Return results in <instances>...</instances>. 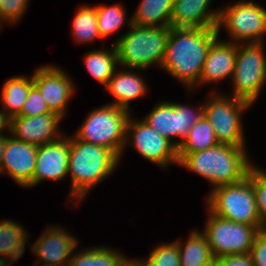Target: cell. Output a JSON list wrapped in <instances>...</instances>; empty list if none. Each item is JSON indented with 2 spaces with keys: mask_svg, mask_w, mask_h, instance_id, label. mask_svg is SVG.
I'll return each instance as SVG.
<instances>
[{
  "mask_svg": "<svg viewBox=\"0 0 266 266\" xmlns=\"http://www.w3.org/2000/svg\"><path fill=\"white\" fill-rule=\"evenodd\" d=\"M217 28L170 27L162 67L189 89L200 76Z\"/></svg>",
  "mask_w": 266,
  "mask_h": 266,
  "instance_id": "obj_1",
  "label": "cell"
},
{
  "mask_svg": "<svg viewBox=\"0 0 266 266\" xmlns=\"http://www.w3.org/2000/svg\"><path fill=\"white\" fill-rule=\"evenodd\" d=\"M178 164L203 176L214 188L243 180L252 166L245 146L225 144L195 153H178Z\"/></svg>",
  "mask_w": 266,
  "mask_h": 266,
  "instance_id": "obj_2",
  "label": "cell"
},
{
  "mask_svg": "<svg viewBox=\"0 0 266 266\" xmlns=\"http://www.w3.org/2000/svg\"><path fill=\"white\" fill-rule=\"evenodd\" d=\"M68 173H71L70 197L82 199L86 193L103 181L116 167L119 157L110 149L69 137ZM112 171V172H111Z\"/></svg>",
  "mask_w": 266,
  "mask_h": 266,
  "instance_id": "obj_3",
  "label": "cell"
},
{
  "mask_svg": "<svg viewBox=\"0 0 266 266\" xmlns=\"http://www.w3.org/2000/svg\"><path fill=\"white\" fill-rule=\"evenodd\" d=\"M130 31L115 42L118 64L127 68L144 69L151 64H160L165 55L170 27H148L129 24Z\"/></svg>",
  "mask_w": 266,
  "mask_h": 266,
  "instance_id": "obj_4",
  "label": "cell"
},
{
  "mask_svg": "<svg viewBox=\"0 0 266 266\" xmlns=\"http://www.w3.org/2000/svg\"><path fill=\"white\" fill-rule=\"evenodd\" d=\"M208 210L213 214L236 223L262 229L251 179L215 187L208 196Z\"/></svg>",
  "mask_w": 266,
  "mask_h": 266,
  "instance_id": "obj_5",
  "label": "cell"
},
{
  "mask_svg": "<svg viewBox=\"0 0 266 266\" xmlns=\"http://www.w3.org/2000/svg\"><path fill=\"white\" fill-rule=\"evenodd\" d=\"M130 112L113 104L92 110L75 137L112 150L119 158L126 144Z\"/></svg>",
  "mask_w": 266,
  "mask_h": 266,
  "instance_id": "obj_6",
  "label": "cell"
},
{
  "mask_svg": "<svg viewBox=\"0 0 266 266\" xmlns=\"http://www.w3.org/2000/svg\"><path fill=\"white\" fill-rule=\"evenodd\" d=\"M211 95L203 105L204 116L210 122L219 144L244 146L245 139L241 124V112L251 106L247 101L234 96ZM215 95V96H214Z\"/></svg>",
  "mask_w": 266,
  "mask_h": 266,
  "instance_id": "obj_7",
  "label": "cell"
},
{
  "mask_svg": "<svg viewBox=\"0 0 266 266\" xmlns=\"http://www.w3.org/2000/svg\"><path fill=\"white\" fill-rule=\"evenodd\" d=\"M232 77L234 97L253 104L266 81V59L262 43H247L243 48L237 44Z\"/></svg>",
  "mask_w": 266,
  "mask_h": 266,
  "instance_id": "obj_8",
  "label": "cell"
},
{
  "mask_svg": "<svg viewBox=\"0 0 266 266\" xmlns=\"http://www.w3.org/2000/svg\"><path fill=\"white\" fill-rule=\"evenodd\" d=\"M203 232L214 258L250 253L259 229L255 226L223 219L212 212Z\"/></svg>",
  "mask_w": 266,
  "mask_h": 266,
  "instance_id": "obj_9",
  "label": "cell"
},
{
  "mask_svg": "<svg viewBox=\"0 0 266 266\" xmlns=\"http://www.w3.org/2000/svg\"><path fill=\"white\" fill-rule=\"evenodd\" d=\"M223 24L236 44L239 40L262 43L261 37L266 32V10L252 1H239L227 9L219 10L218 32Z\"/></svg>",
  "mask_w": 266,
  "mask_h": 266,
  "instance_id": "obj_10",
  "label": "cell"
},
{
  "mask_svg": "<svg viewBox=\"0 0 266 266\" xmlns=\"http://www.w3.org/2000/svg\"><path fill=\"white\" fill-rule=\"evenodd\" d=\"M198 108L195 112L187 105L165 101L156 105L144 121L170 142L171 137H182L180 142L175 143L178 148L188 136L192 126L204 116L203 104Z\"/></svg>",
  "mask_w": 266,
  "mask_h": 266,
  "instance_id": "obj_11",
  "label": "cell"
},
{
  "mask_svg": "<svg viewBox=\"0 0 266 266\" xmlns=\"http://www.w3.org/2000/svg\"><path fill=\"white\" fill-rule=\"evenodd\" d=\"M129 133L132 135L130 138L132 137L133 147L145 159L164 168L172 162L178 164V148L175 146V142H170L157 133L146 121H132L129 116L126 124V141L130 140L127 135Z\"/></svg>",
  "mask_w": 266,
  "mask_h": 266,
  "instance_id": "obj_12",
  "label": "cell"
},
{
  "mask_svg": "<svg viewBox=\"0 0 266 266\" xmlns=\"http://www.w3.org/2000/svg\"><path fill=\"white\" fill-rule=\"evenodd\" d=\"M33 83L39 89L50 112L63 117L74 86L65 72L55 66L40 67L34 73Z\"/></svg>",
  "mask_w": 266,
  "mask_h": 266,
  "instance_id": "obj_13",
  "label": "cell"
},
{
  "mask_svg": "<svg viewBox=\"0 0 266 266\" xmlns=\"http://www.w3.org/2000/svg\"><path fill=\"white\" fill-rule=\"evenodd\" d=\"M69 153L70 142L66 136L38 146L33 178L27 186H35L45 179L62 180L65 178L68 174Z\"/></svg>",
  "mask_w": 266,
  "mask_h": 266,
  "instance_id": "obj_14",
  "label": "cell"
},
{
  "mask_svg": "<svg viewBox=\"0 0 266 266\" xmlns=\"http://www.w3.org/2000/svg\"><path fill=\"white\" fill-rule=\"evenodd\" d=\"M61 119L52 112L35 117L14 116L10 118L9 131L18 140L41 146L62 137L57 131Z\"/></svg>",
  "mask_w": 266,
  "mask_h": 266,
  "instance_id": "obj_15",
  "label": "cell"
},
{
  "mask_svg": "<svg viewBox=\"0 0 266 266\" xmlns=\"http://www.w3.org/2000/svg\"><path fill=\"white\" fill-rule=\"evenodd\" d=\"M38 146L6 136L1 172L10 175L20 186L32 181Z\"/></svg>",
  "mask_w": 266,
  "mask_h": 266,
  "instance_id": "obj_16",
  "label": "cell"
},
{
  "mask_svg": "<svg viewBox=\"0 0 266 266\" xmlns=\"http://www.w3.org/2000/svg\"><path fill=\"white\" fill-rule=\"evenodd\" d=\"M50 228L33 245L34 254L40 257L35 263L39 264L43 260L45 262L40 266H67L78 244L77 240L58 226Z\"/></svg>",
  "mask_w": 266,
  "mask_h": 266,
  "instance_id": "obj_17",
  "label": "cell"
},
{
  "mask_svg": "<svg viewBox=\"0 0 266 266\" xmlns=\"http://www.w3.org/2000/svg\"><path fill=\"white\" fill-rule=\"evenodd\" d=\"M210 1L211 0H174L171 27H217L219 11H208Z\"/></svg>",
  "mask_w": 266,
  "mask_h": 266,
  "instance_id": "obj_18",
  "label": "cell"
},
{
  "mask_svg": "<svg viewBox=\"0 0 266 266\" xmlns=\"http://www.w3.org/2000/svg\"><path fill=\"white\" fill-rule=\"evenodd\" d=\"M237 44L218 41L210 46L199 83L213 82L232 76L236 64Z\"/></svg>",
  "mask_w": 266,
  "mask_h": 266,
  "instance_id": "obj_19",
  "label": "cell"
},
{
  "mask_svg": "<svg viewBox=\"0 0 266 266\" xmlns=\"http://www.w3.org/2000/svg\"><path fill=\"white\" fill-rule=\"evenodd\" d=\"M145 84L141 77L131 72L121 71L118 74L114 72L106 85V89L116 100L109 104L129 111L130 101L139 99L147 92Z\"/></svg>",
  "mask_w": 266,
  "mask_h": 266,
  "instance_id": "obj_20",
  "label": "cell"
},
{
  "mask_svg": "<svg viewBox=\"0 0 266 266\" xmlns=\"http://www.w3.org/2000/svg\"><path fill=\"white\" fill-rule=\"evenodd\" d=\"M174 0H142L132 19V24L148 27L171 26ZM160 23V24H158Z\"/></svg>",
  "mask_w": 266,
  "mask_h": 266,
  "instance_id": "obj_21",
  "label": "cell"
},
{
  "mask_svg": "<svg viewBox=\"0 0 266 266\" xmlns=\"http://www.w3.org/2000/svg\"><path fill=\"white\" fill-rule=\"evenodd\" d=\"M181 266H204L215 260L209 242L202 232L197 230L190 233L187 242L177 241ZM183 246V247H182Z\"/></svg>",
  "mask_w": 266,
  "mask_h": 266,
  "instance_id": "obj_22",
  "label": "cell"
},
{
  "mask_svg": "<svg viewBox=\"0 0 266 266\" xmlns=\"http://www.w3.org/2000/svg\"><path fill=\"white\" fill-rule=\"evenodd\" d=\"M34 85L33 77L15 76L8 79L2 90V105L6 114L12 118L17 116L25 104L30 88Z\"/></svg>",
  "mask_w": 266,
  "mask_h": 266,
  "instance_id": "obj_23",
  "label": "cell"
},
{
  "mask_svg": "<svg viewBox=\"0 0 266 266\" xmlns=\"http://www.w3.org/2000/svg\"><path fill=\"white\" fill-rule=\"evenodd\" d=\"M27 233L14 221L0 222V254L14 262L24 253Z\"/></svg>",
  "mask_w": 266,
  "mask_h": 266,
  "instance_id": "obj_24",
  "label": "cell"
},
{
  "mask_svg": "<svg viewBox=\"0 0 266 266\" xmlns=\"http://www.w3.org/2000/svg\"><path fill=\"white\" fill-rule=\"evenodd\" d=\"M84 62L87 71L101 84L107 85L116 72V65H119L115 45L110 51L104 49L90 51L86 54Z\"/></svg>",
  "mask_w": 266,
  "mask_h": 266,
  "instance_id": "obj_25",
  "label": "cell"
},
{
  "mask_svg": "<svg viewBox=\"0 0 266 266\" xmlns=\"http://www.w3.org/2000/svg\"><path fill=\"white\" fill-rule=\"evenodd\" d=\"M217 142L213 128L205 116L197 121L188 131V136L178 147V153H195L209 149Z\"/></svg>",
  "mask_w": 266,
  "mask_h": 266,
  "instance_id": "obj_26",
  "label": "cell"
},
{
  "mask_svg": "<svg viewBox=\"0 0 266 266\" xmlns=\"http://www.w3.org/2000/svg\"><path fill=\"white\" fill-rule=\"evenodd\" d=\"M73 255L67 266H117L124 257L106 247H95Z\"/></svg>",
  "mask_w": 266,
  "mask_h": 266,
  "instance_id": "obj_27",
  "label": "cell"
},
{
  "mask_svg": "<svg viewBox=\"0 0 266 266\" xmlns=\"http://www.w3.org/2000/svg\"><path fill=\"white\" fill-rule=\"evenodd\" d=\"M72 31L78 42H90L101 38L97 26L96 7L81 6L74 17Z\"/></svg>",
  "mask_w": 266,
  "mask_h": 266,
  "instance_id": "obj_28",
  "label": "cell"
},
{
  "mask_svg": "<svg viewBox=\"0 0 266 266\" xmlns=\"http://www.w3.org/2000/svg\"><path fill=\"white\" fill-rule=\"evenodd\" d=\"M96 10L98 31L102 39L119 30L124 24L125 12L122 6L98 5Z\"/></svg>",
  "mask_w": 266,
  "mask_h": 266,
  "instance_id": "obj_29",
  "label": "cell"
},
{
  "mask_svg": "<svg viewBox=\"0 0 266 266\" xmlns=\"http://www.w3.org/2000/svg\"><path fill=\"white\" fill-rule=\"evenodd\" d=\"M247 176L251 179L262 228L266 229V172L251 166Z\"/></svg>",
  "mask_w": 266,
  "mask_h": 266,
  "instance_id": "obj_30",
  "label": "cell"
},
{
  "mask_svg": "<svg viewBox=\"0 0 266 266\" xmlns=\"http://www.w3.org/2000/svg\"><path fill=\"white\" fill-rule=\"evenodd\" d=\"M145 263L148 266H181L177 241L155 247Z\"/></svg>",
  "mask_w": 266,
  "mask_h": 266,
  "instance_id": "obj_31",
  "label": "cell"
},
{
  "mask_svg": "<svg viewBox=\"0 0 266 266\" xmlns=\"http://www.w3.org/2000/svg\"><path fill=\"white\" fill-rule=\"evenodd\" d=\"M51 113L39 89L33 85L21 112L17 116L35 117Z\"/></svg>",
  "mask_w": 266,
  "mask_h": 266,
  "instance_id": "obj_32",
  "label": "cell"
},
{
  "mask_svg": "<svg viewBox=\"0 0 266 266\" xmlns=\"http://www.w3.org/2000/svg\"><path fill=\"white\" fill-rule=\"evenodd\" d=\"M29 0H0V24L3 21L15 23L26 11Z\"/></svg>",
  "mask_w": 266,
  "mask_h": 266,
  "instance_id": "obj_33",
  "label": "cell"
},
{
  "mask_svg": "<svg viewBox=\"0 0 266 266\" xmlns=\"http://www.w3.org/2000/svg\"><path fill=\"white\" fill-rule=\"evenodd\" d=\"M253 266H266V229L257 232L250 251Z\"/></svg>",
  "mask_w": 266,
  "mask_h": 266,
  "instance_id": "obj_34",
  "label": "cell"
},
{
  "mask_svg": "<svg viewBox=\"0 0 266 266\" xmlns=\"http://www.w3.org/2000/svg\"><path fill=\"white\" fill-rule=\"evenodd\" d=\"M216 266H253L250 253L234 254L215 259Z\"/></svg>",
  "mask_w": 266,
  "mask_h": 266,
  "instance_id": "obj_35",
  "label": "cell"
},
{
  "mask_svg": "<svg viewBox=\"0 0 266 266\" xmlns=\"http://www.w3.org/2000/svg\"><path fill=\"white\" fill-rule=\"evenodd\" d=\"M8 130H10V117L6 114V112L4 111V113L0 110V136H5L3 135L1 132L3 129H5L6 127ZM2 134V135H1Z\"/></svg>",
  "mask_w": 266,
  "mask_h": 266,
  "instance_id": "obj_36",
  "label": "cell"
},
{
  "mask_svg": "<svg viewBox=\"0 0 266 266\" xmlns=\"http://www.w3.org/2000/svg\"><path fill=\"white\" fill-rule=\"evenodd\" d=\"M117 266H140V261L138 260H129L125 256L120 260Z\"/></svg>",
  "mask_w": 266,
  "mask_h": 266,
  "instance_id": "obj_37",
  "label": "cell"
},
{
  "mask_svg": "<svg viewBox=\"0 0 266 266\" xmlns=\"http://www.w3.org/2000/svg\"><path fill=\"white\" fill-rule=\"evenodd\" d=\"M5 145H6V136H0V173H1L2 158H3Z\"/></svg>",
  "mask_w": 266,
  "mask_h": 266,
  "instance_id": "obj_38",
  "label": "cell"
},
{
  "mask_svg": "<svg viewBox=\"0 0 266 266\" xmlns=\"http://www.w3.org/2000/svg\"><path fill=\"white\" fill-rule=\"evenodd\" d=\"M6 260L7 259H4V257L0 258V266H10L9 259H8V261H6Z\"/></svg>",
  "mask_w": 266,
  "mask_h": 266,
  "instance_id": "obj_39",
  "label": "cell"
},
{
  "mask_svg": "<svg viewBox=\"0 0 266 266\" xmlns=\"http://www.w3.org/2000/svg\"><path fill=\"white\" fill-rule=\"evenodd\" d=\"M204 266H216L215 260L213 262L209 263V264L204 265Z\"/></svg>",
  "mask_w": 266,
  "mask_h": 266,
  "instance_id": "obj_40",
  "label": "cell"
},
{
  "mask_svg": "<svg viewBox=\"0 0 266 266\" xmlns=\"http://www.w3.org/2000/svg\"><path fill=\"white\" fill-rule=\"evenodd\" d=\"M140 266H148L144 261H140Z\"/></svg>",
  "mask_w": 266,
  "mask_h": 266,
  "instance_id": "obj_41",
  "label": "cell"
}]
</instances>
